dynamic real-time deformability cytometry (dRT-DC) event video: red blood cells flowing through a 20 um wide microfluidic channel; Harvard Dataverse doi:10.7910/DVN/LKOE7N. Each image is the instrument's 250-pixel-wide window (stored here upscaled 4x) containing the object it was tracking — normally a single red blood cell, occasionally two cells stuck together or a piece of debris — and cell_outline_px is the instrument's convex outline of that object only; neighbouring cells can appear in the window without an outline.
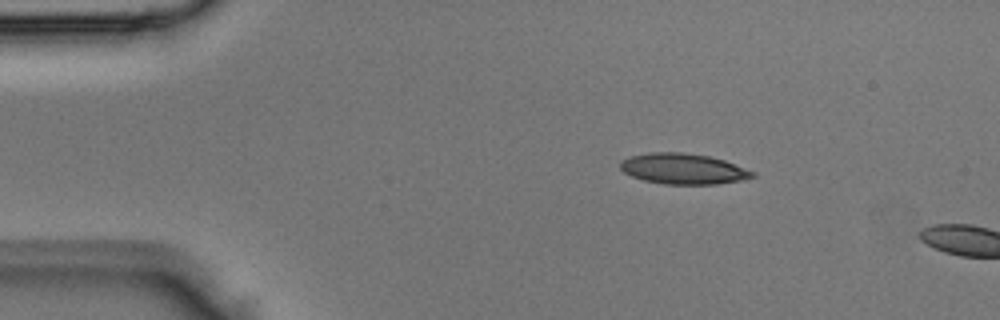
{"species": "Egyptian fruit bat (a non-hibernating species)", "species_latin": "Rousettus aegyptiacus", "temperature_condition": "room temperature", "stored_images_in_passage": 2, "camera_frame_rate_fps": 3000, "um_per_image_px": 0.085, "animal": {"sex": "male"}, "frame": {"image": 1, "passage_image": 1, "time_ms": 0.0, "image_size_px": [1000, 320], "cell_outline_px": [[756, 176], [740, 180], [716, 184], [664, 184], [644, 180], [632, 176], [624, 172], [620, 168], [620, 160], [632, 156], [648, 152], [684, 152], [708, 156], [724, 160], [756, 172]], "centroid_in_image_um": [58.07, 14.34], "position_along_channel_um": 26.9, "area_um2": 23.58}}